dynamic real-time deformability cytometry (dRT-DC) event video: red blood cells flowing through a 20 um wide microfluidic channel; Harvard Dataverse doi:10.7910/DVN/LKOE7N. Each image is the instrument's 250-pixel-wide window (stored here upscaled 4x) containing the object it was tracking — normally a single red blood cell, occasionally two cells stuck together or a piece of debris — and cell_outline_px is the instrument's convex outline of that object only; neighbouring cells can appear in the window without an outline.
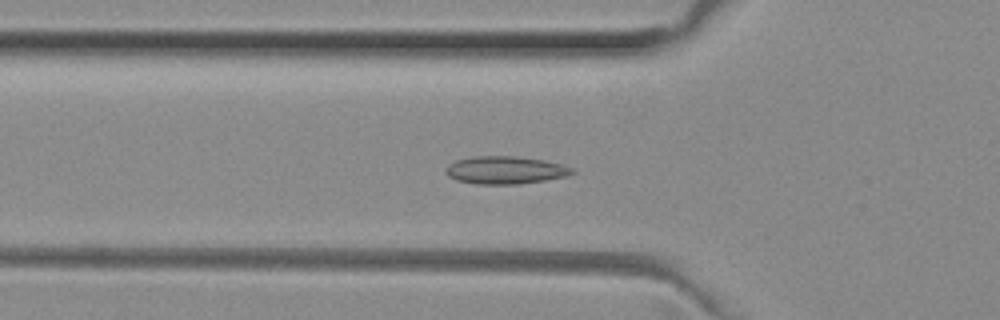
{"species": "common noctule bat (a hibernating species)", "species_latin": "Nyctalus noctula", "temperature_condition": "room temperature", "stored_images_in_passage": 52, "camera_frame_rate_fps": 3000, "um_per_image_px": 0.085, "animal": {"sex": "female", "body_mass_g": 29.2, "forearm_length_mm": 56.3}, "frame": {"image": 1, "passage_image": 17, "time_ms": 5.333, "image_size_px": [1000, 320], "cell_outline_px": [[576, 172], [568, 176], [520, 184], [476, 184], [456, 180], [448, 176], [444, 172], [444, 168], [448, 164], [456, 160], [472, 156], [516, 156], [544, 160], [560, 164], [572, 168]], "centroid_in_image_um": [42.91, 14.46], "position_along_channel_um": 82.9, "area_um2": 20.58}}
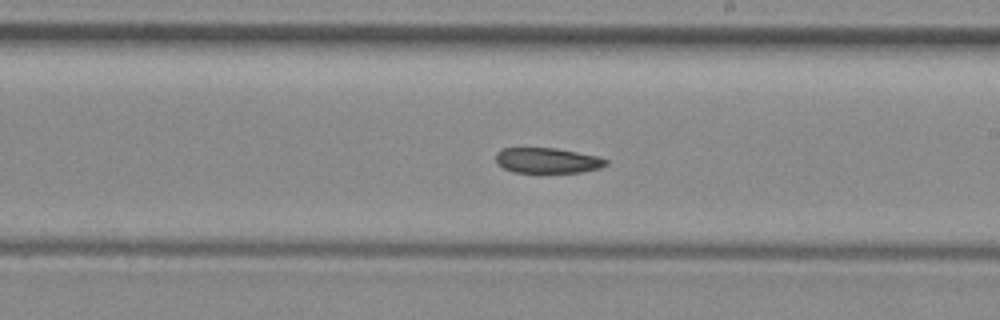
{"frame": {"image": 2, "passage_image": 29, "time_ms": 9.333, "image_size_px": [1000, 320], "cell_outline_px": [[608, 164], [600, 168], [580, 172], [540, 176], [512, 172], [496, 164], [496, 152], [504, 148], [556, 148], [600, 156], [608, 160]], "centroid_in_image_um": [46.52, 13.7], "position_along_channel_um": 242.5, "area_um2": 17.34}}
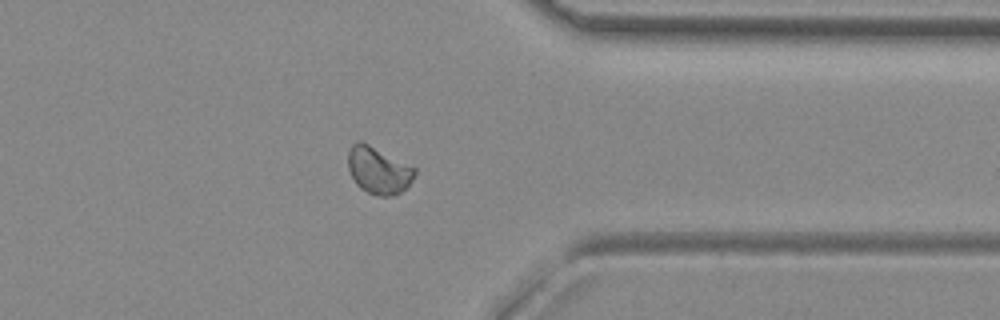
{"frame": {"image": 3, "passage_image": 40, "time_ms": 13.0, "image_size_px": [1000, 320], "cell_outline_px": [[416, 172], [412, 180], [400, 192], [392, 196], [376, 196], [360, 188], [356, 184], [348, 168], [348, 152], [352, 144], [356, 140], [360, 140], [416, 168]], "centroid_in_image_um": [32.14, 14.47], "position_along_channel_um": 379.3, "area_um2": 18.09}}